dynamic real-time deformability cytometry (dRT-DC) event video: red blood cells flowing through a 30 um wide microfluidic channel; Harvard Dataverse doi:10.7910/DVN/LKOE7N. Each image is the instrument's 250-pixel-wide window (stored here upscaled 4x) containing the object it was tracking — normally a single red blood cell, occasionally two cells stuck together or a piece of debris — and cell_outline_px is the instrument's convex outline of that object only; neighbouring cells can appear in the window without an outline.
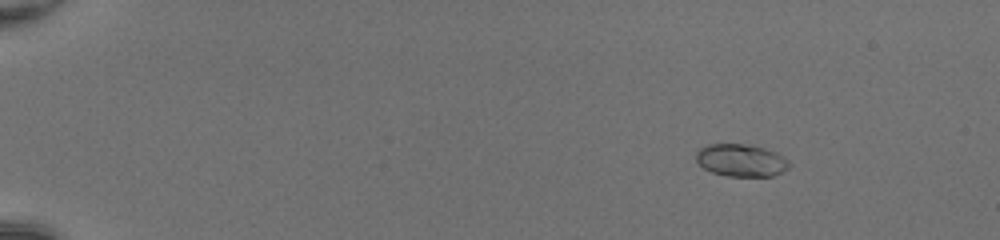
{"species": "common noctule bat (a hibernating species)", "species_latin": "Nyctalus noctula", "temperature_condition": "room temperature", "stored_images_in_passage": 53, "camera_frame_rate_fps": 3000, "um_per_image_px": 0.085, "animal": {"sex": "female", "body_mass_g": 20.0, "forearm_length_mm": 54.0}, "frame": {"image": 1, "passage_image": 9, "time_ms": 2.667, "image_size_px": [1000, 240], "cell_outline_px": [[792, 164], [784, 172], [772, 176], [728, 176], [712, 172], [704, 168], [696, 160], [696, 152], [700, 148], [708, 144], [744, 144], [764, 148], [776, 152], [784, 156]], "centroid_in_image_um": [63.03, 13.63], "position_along_channel_um": 22.0, "area_um2": 17.69}}
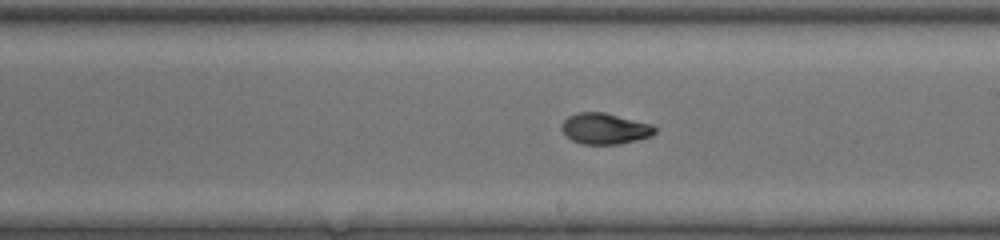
{"frame": {"image": 2, "passage_image": 34, "time_ms": 11.0, "image_size_px": [1000, 240], "cell_outline_px": [[656, 132], [652, 136], [620, 144], [584, 144], [572, 140], [564, 136], [560, 128], [560, 124], [568, 116], [576, 112], [604, 112], [652, 124], [656, 128]], "centroid_in_image_um": [51.38, 10.93], "position_along_channel_um": 237.6, "area_um2": 17.05}}
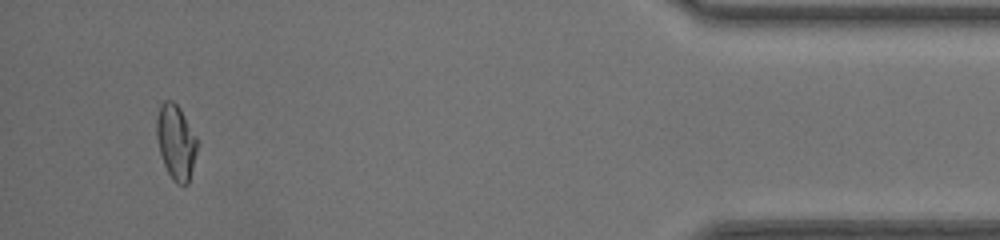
{"frame": {"image": 3, "passage_image": 51, "time_ms": 16.667, "image_size_px": [1000, 240], "cell_outline_px": [[200, 140], [188, 184], [176, 184], [172, 180], [164, 164], [160, 152], [156, 136], [156, 116], [160, 104], [164, 100], [172, 100], [180, 108]], "centroid_in_image_um": [14.97, 12.04], "position_along_channel_um": 420.2, "area_um2": 18.09}, "authors_computed_cell_mechanics": {"area_um2": 17.2822, "velocity_mm_per_s": 4.2326, "shape_relaxation_time_tau1_ms": 3.4357, "shape_relaxation_time_tau2_ms": 0.8657, "deformation_change_tau1": 0.1293, "deformation_change_tau2": 0.0497}}